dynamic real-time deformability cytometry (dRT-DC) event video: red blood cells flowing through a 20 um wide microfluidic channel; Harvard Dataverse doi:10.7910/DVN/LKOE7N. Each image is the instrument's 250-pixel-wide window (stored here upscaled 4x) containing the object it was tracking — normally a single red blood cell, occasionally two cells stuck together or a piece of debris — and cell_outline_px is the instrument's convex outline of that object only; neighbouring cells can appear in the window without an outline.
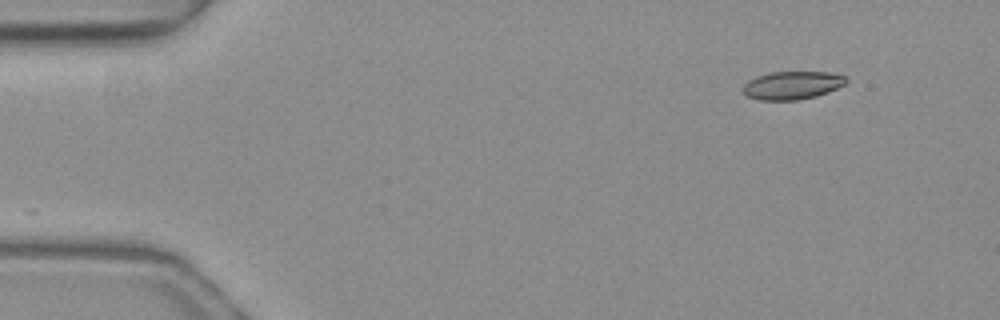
{"species": "common noctule bat (a hibernating species)", "species_latin": "Nyctalus noctula", "temperature_condition": "warm", "stored_images_in_passage": 39, "camera_frame_rate_fps": 3000, "um_per_image_px": 0.085, "animal": {"sex": "female", "body_mass_g": 19.3, "forearm_length_mm": 54.1}, "frame": {"image": 1, "passage_image": 1, "time_ms": 0.0, "image_size_px": [1000, 320], "cell_outline_px": [[848, 80], [844, 84], [828, 92], [816, 96], [796, 100], [760, 100], [748, 96], [744, 92], [744, 84], [748, 80], [756, 76], [772, 72], [828, 72], [844, 76]], "centroid_in_image_um": [67.33, 7.25], "position_along_channel_um": 17.7, "area_um2": 16.7}}
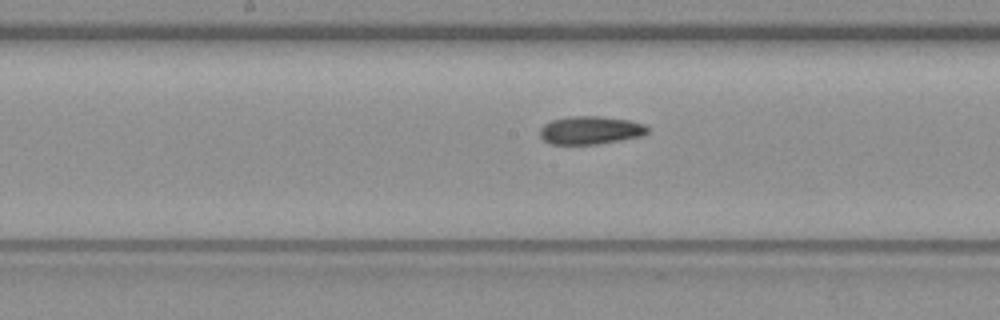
{"frame": {"image": 2, "passage_image": 22, "time_ms": 7.0, "image_size_px": [1000, 320], "cell_outline_px": [[648, 132], [640, 136], [620, 140], [596, 144], [552, 144], [544, 140], [540, 136], [540, 128], [544, 124], [552, 120], [568, 116], [600, 116], [628, 120], [644, 124], [648, 128]], "centroid_in_image_um": [50.16, 11.06], "position_along_channel_um": 198.0, "area_um2": 17.51}}
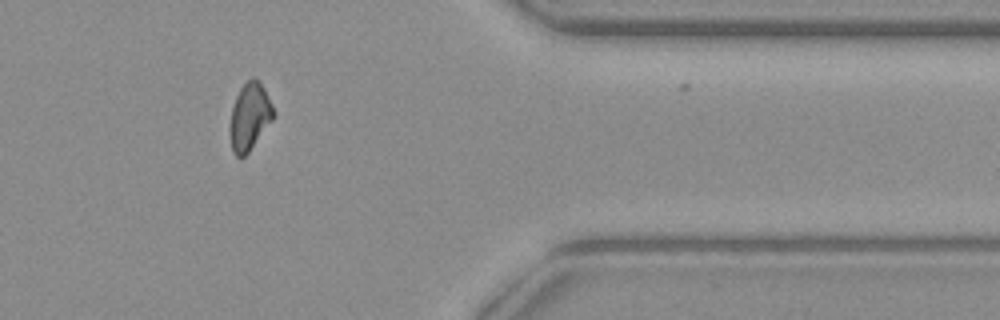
{"frame": {"image": 3, "passage_image": 38, "time_ms": 12.333, "image_size_px": [1000, 320], "cell_outline_px": [[276, 116], [248, 152], [244, 156], [236, 156], [232, 152], [228, 132], [228, 128], [232, 108], [236, 96], [240, 88], [252, 76], [264, 88], [276, 112]], "centroid_in_image_um": [21.21, 9.94], "position_along_channel_um": 390.2, "area_um2": 17.22}, "authors_computed_cell_mechanics": {"area_um2": 17.5134, "velocity_mm_per_s": 4.029, "shape_relaxation_time_tau1_ms": null, "shape_relaxation_time_tau2_ms": 4.2796, "deformation_change_tau1": null, "deformation_change_tau2": 0.0991}}